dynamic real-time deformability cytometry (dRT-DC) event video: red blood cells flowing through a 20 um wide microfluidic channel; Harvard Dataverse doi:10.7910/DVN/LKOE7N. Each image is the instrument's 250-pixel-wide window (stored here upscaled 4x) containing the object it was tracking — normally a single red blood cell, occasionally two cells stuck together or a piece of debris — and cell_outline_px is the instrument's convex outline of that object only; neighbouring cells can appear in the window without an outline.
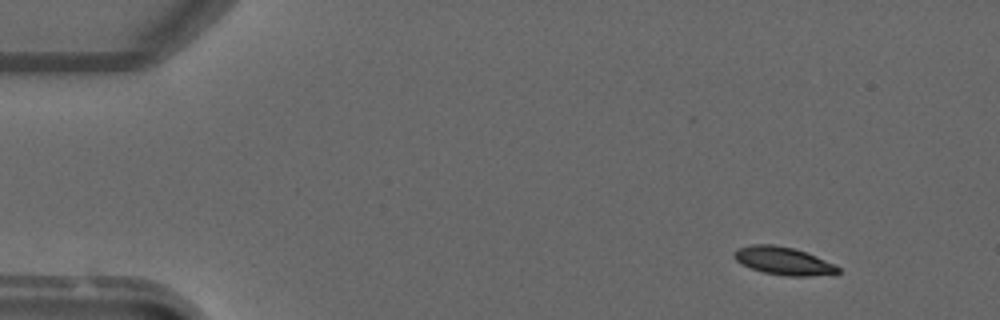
{"species": "common noctule bat (a hibernating species)", "species_latin": "Nyctalus noctula", "temperature_condition": "warm", "stored_images_in_passage": 5, "camera_frame_rate_fps": 3000, "um_per_image_px": 0.085, "animal": {"sex": "male", "forearm_length_mm": 52.5}, "frame": {"image": 1, "passage_image": 2, "time_ms": 1.333, "image_size_px": [1000, 320], "cell_outline_px": [[840, 272], [812, 276], [788, 276], [764, 272], [752, 268], [736, 260], [732, 256], [732, 252], [736, 248], [752, 244], [772, 244], [792, 248], [816, 256], [840, 268]], "centroid_in_image_um": [66.53, 22.16], "position_along_channel_um": 18.5, "area_um2": 16.59}}